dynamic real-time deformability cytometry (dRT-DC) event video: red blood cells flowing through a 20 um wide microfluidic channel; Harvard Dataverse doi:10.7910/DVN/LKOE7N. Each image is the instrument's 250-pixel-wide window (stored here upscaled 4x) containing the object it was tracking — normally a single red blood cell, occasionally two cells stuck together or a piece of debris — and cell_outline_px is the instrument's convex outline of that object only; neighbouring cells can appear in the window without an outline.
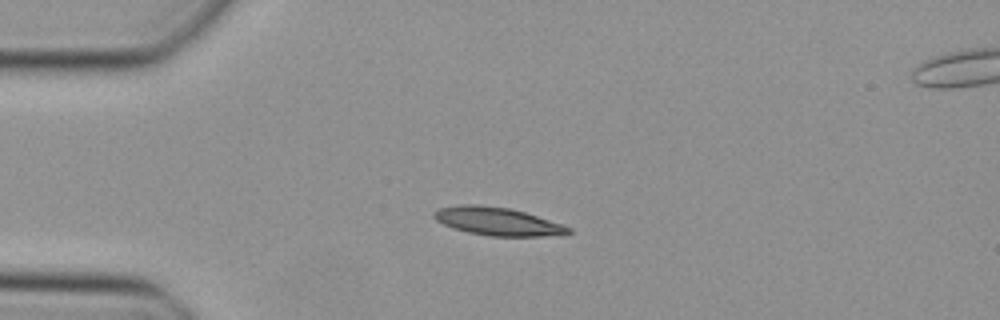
{"species": "Egyptian fruit bat (a non-hibernating species)", "species_latin": "Rousettus aegyptiacus", "temperature_condition": "cold", "stored_images_in_passage": 37, "camera_frame_rate_fps": 3000, "um_per_image_px": 0.085, "animal": {"sex": "female"}, "frame": {"image": 1, "passage_image": 1, "time_ms": 0.0, "image_size_px": [1000, 320], "cell_outline_px": [[572, 232], [540, 236], [492, 236], [468, 232], [444, 224], [436, 220], [432, 216], [432, 212], [440, 208], [464, 204], [480, 204], [508, 208], [524, 212], [572, 228]], "centroid_in_image_um": [42.23, 18.8], "position_along_channel_um": 42.8, "area_um2": 21.5}}
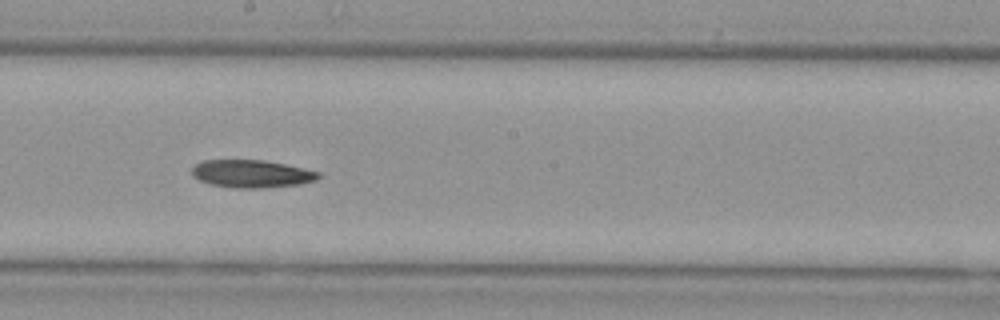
{"frame": {"image": 2, "passage_image": 16, "time_ms": 5.0, "image_size_px": [1000, 320], "cell_outline_px": [[320, 176], [316, 180], [300, 184], [264, 188], [236, 188], [212, 184], [200, 180], [192, 176], [192, 168], [196, 164], [204, 160], [264, 160], [284, 164], [320, 172]], "centroid_in_image_um": [21.39, 14.77], "position_along_channel_um": 226.8, "area_um2": 20.29}}
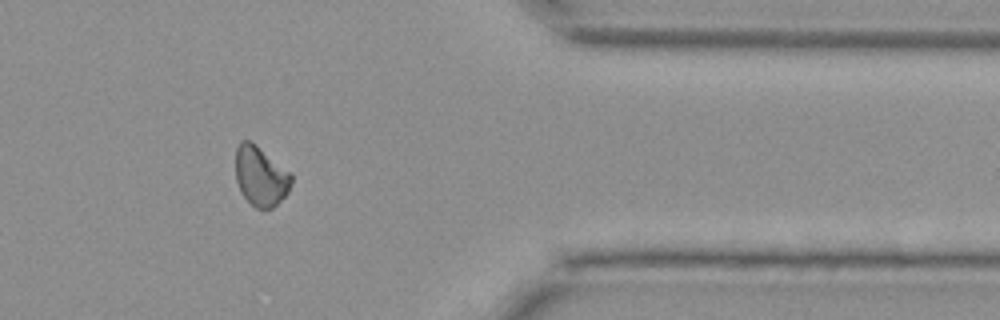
{"frame": {"image": 3, "passage_image": 29, "time_ms": 9.333, "image_size_px": [1000, 320], "cell_outline_px": [[292, 184], [288, 192], [272, 208], [256, 208], [240, 192], [236, 180], [236, 148], [240, 140], [248, 140], [292, 172]], "centroid_in_image_um": [22.16, 14.97], "position_along_channel_um": 389.2, "area_um2": 19.25}}